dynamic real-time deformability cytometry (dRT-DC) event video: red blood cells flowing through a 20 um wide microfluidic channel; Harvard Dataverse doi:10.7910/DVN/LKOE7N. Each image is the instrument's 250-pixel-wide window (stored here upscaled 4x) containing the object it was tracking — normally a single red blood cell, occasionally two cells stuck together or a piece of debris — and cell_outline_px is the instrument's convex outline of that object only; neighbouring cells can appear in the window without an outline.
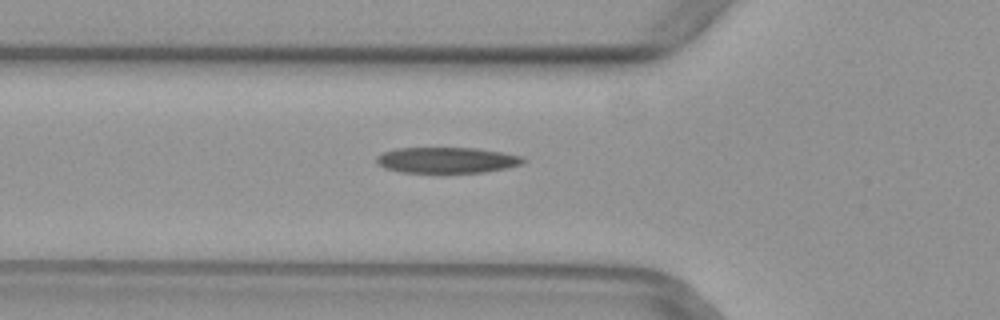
{"species": "common noctule bat (a hibernating species)", "species_latin": "Nyctalus noctula", "temperature_condition": "warm", "stored_images_in_passage": 11, "camera_frame_rate_fps": 3000, "um_per_image_px": 0.085, "animal": {"sex": "female", "body_mass_g": 29.2, "forearm_length_mm": 56.3}, "frame": {"image": 1, "passage_image": 10, "time_ms": 3.0, "image_size_px": [1000, 320], "cell_outline_px": [[524, 164], [508, 168], [484, 172], [440, 176], [400, 172], [384, 168], [376, 160], [376, 156], [384, 152], [396, 148], [476, 148], [504, 152], [520, 156], [524, 160]], "centroid_in_image_um": [37.98, 13.66], "position_along_channel_um": 87.8, "area_um2": 23.24}}